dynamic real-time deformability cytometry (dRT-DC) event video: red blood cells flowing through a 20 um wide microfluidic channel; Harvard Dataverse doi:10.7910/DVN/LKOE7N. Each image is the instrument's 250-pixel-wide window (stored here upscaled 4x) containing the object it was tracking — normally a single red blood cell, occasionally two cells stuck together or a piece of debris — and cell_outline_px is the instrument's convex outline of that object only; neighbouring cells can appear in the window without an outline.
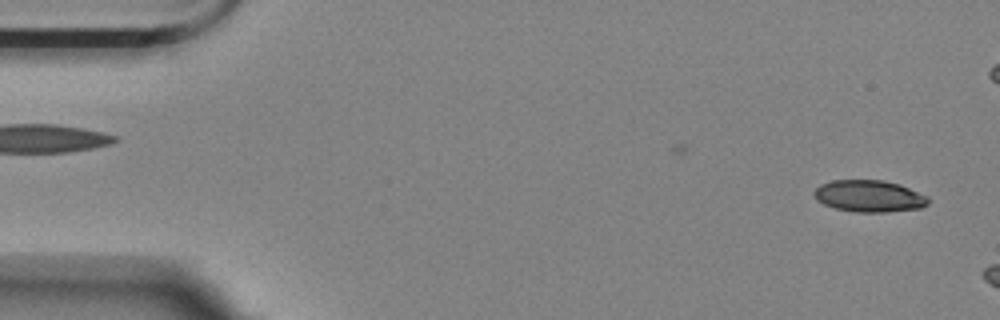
{"species": "Egyptian fruit bat (a non-hibernating species)", "species_latin": "Rousettus aegyptiacus", "temperature_condition": "room temperature", "stored_images_in_passage": 8, "camera_frame_rate_fps": 3000, "um_per_image_px": 0.085, "animal": {"sex": "female"}, "frame": {"image": 1, "passage_image": 2, "time_ms": 0.333, "image_size_px": [1000, 320], "cell_outline_px": [[928, 204], [920, 208], [888, 212], [852, 212], [836, 208], [824, 204], [816, 200], [812, 192], [820, 184], [832, 180], [884, 180], [900, 184], [928, 196]], "centroid_in_image_um": [73.86, 16.66], "position_along_channel_um": 11.1, "area_um2": 21.33}}